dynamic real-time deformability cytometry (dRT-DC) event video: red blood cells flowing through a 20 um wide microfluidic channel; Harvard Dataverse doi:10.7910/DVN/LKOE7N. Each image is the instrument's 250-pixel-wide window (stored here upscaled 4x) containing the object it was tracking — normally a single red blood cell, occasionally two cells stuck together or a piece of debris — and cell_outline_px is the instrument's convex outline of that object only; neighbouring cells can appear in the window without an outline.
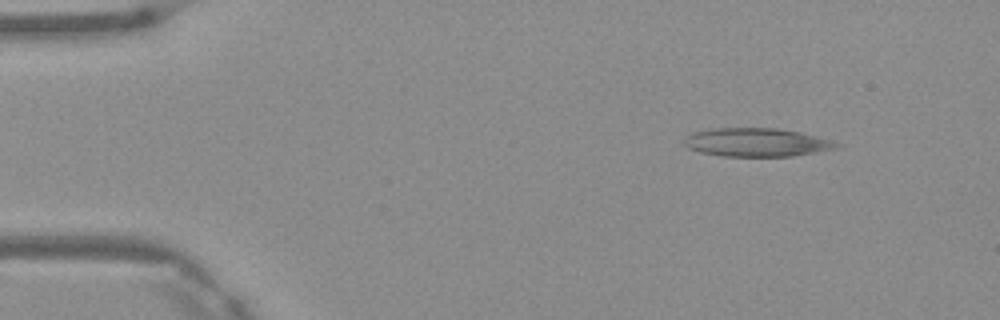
{"species": "Egyptian fruit bat (a non-hibernating species)", "species_latin": "Rousettus aegyptiacus", "temperature_condition": "warm", "stored_images_in_passage": 4, "camera_frame_rate_fps": 3000, "um_per_image_px": 0.085, "frame": {"image": 1, "passage_image": 1, "time_ms": 0.0, "image_size_px": [1000, 320], "cell_outline_px": [[844, 144], [840, 148], [792, 156], [720, 156], [700, 152], [688, 148], [684, 144], [684, 136], [692, 132], [712, 128], [776, 128], [796, 132]], "centroid_in_image_um": [64.26, 12.1], "position_along_channel_um": 20.7, "area_um2": 25.2}}